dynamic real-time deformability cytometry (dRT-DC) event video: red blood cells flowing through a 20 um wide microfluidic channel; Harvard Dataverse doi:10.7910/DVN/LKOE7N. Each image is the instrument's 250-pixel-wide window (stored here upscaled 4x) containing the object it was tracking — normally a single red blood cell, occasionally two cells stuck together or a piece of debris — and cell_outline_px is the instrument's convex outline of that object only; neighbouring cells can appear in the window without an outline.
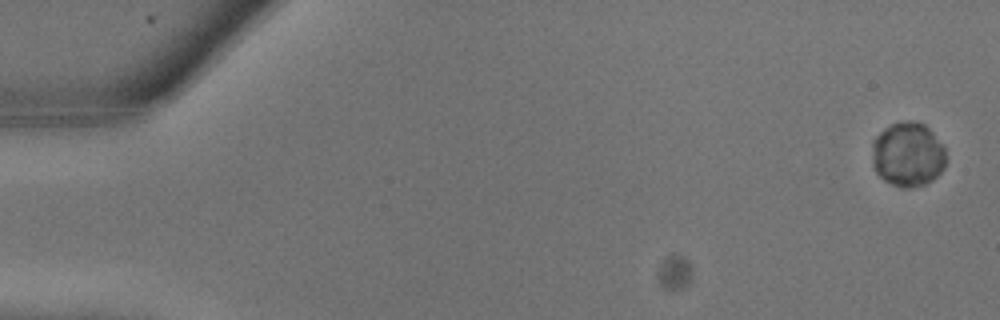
{"species": "common noctule bat (a hibernating species)", "species_latin": "Nyctalus noctula", "temperature_condition": "warm", "stored_images_in_passage": 10, "camera_frame_rate_fps": 3000, "um_per_image_px": 0.085, "animal": {"sex": "male", "body_mass_g": 13.3}, "frame": {"image": 1, "passage_image": 1, "time_ms": 0.0, "image_size_px": [1000, 320], "cell_outline_px": [[944, 168], [932, 180], [924, 184], [908, 188], [904, 188], [892, 184], [884, 180], [876, 172], [872, 164], [872, 140], [884, 128], [900, 120], [908, 120], [924, 124], [932, 132], [944, 148]], "centroid_in_image_um": [77.13, 13.12], "position_along_channel_um": 7.9, "area_um2": 27.69}}
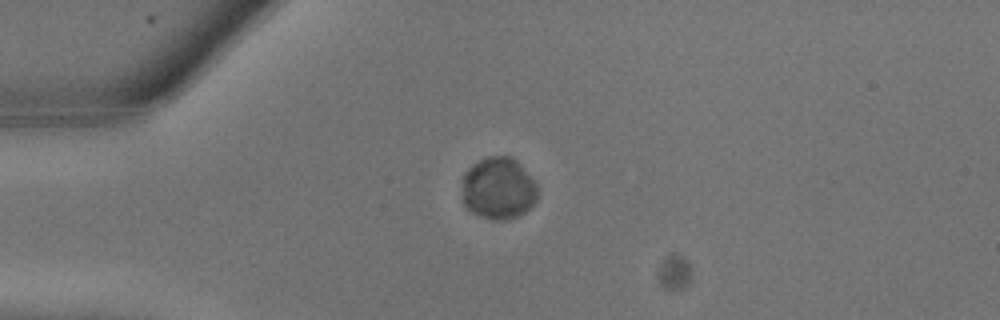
{"frame": {"image": 2, "passage_image": 7, "time_ms": 2.0, "image_size_px": [1000, 320], "cell_outline_px": [[536, 200], [524, 212], [516, 216], [504, 220], [496, 220], [472, 212], [464, 204], [464, 172], [472, 164], [488, 156], [512, 156], [520, 164], [536, 184]], "centroid_in_image_um": [42.36, 15.98], "position_along_channel_um": 42.6, "area_um2": 26.7}}